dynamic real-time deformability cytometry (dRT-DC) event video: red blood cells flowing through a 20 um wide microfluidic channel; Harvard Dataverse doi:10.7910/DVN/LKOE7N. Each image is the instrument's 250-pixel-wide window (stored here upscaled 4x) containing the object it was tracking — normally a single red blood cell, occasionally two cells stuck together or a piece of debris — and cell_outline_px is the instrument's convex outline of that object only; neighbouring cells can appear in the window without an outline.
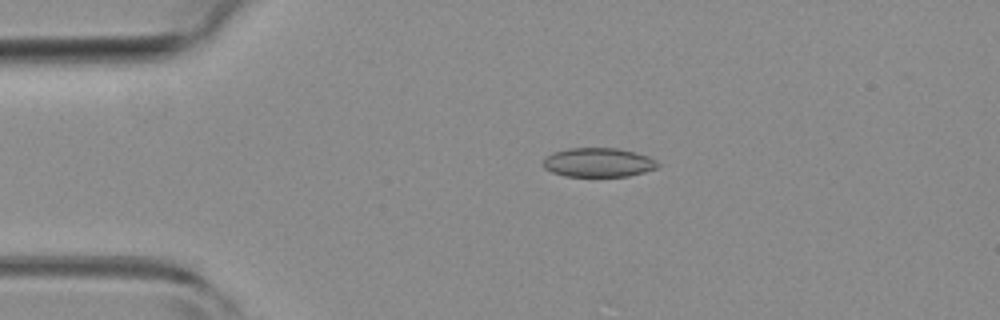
{"species": "common noctule bat (a hibernating species)", "species_latin": "Nyctalus noctula", "temperature_condition": "room temperature", "stored_images_in_passage": 4, "camera_frame_rate_fps": 3000, "um_per_image_px": 0.085, "animal": {"sex": "female", "body_mass_g": 19.3, "forearm_length_mm": 54.1}, "frame": {"image": 1, "passage_image": 3, "time_ms": 0.667, "image_size_px": [1000, 320], "cell_outline_px": [[660, 164], [656, 168], [644, 172], [628, 176], [564, 176], [552, 172], [544, 168], [540, 164], [552, 152], [568, 148], [616, 148], [636, 152], [648, 156], [656, 160]], "centroid_in_image_um": [50.84, 13.8], "position_along_channel_um": 34.2, "area_um2": 19.54}}